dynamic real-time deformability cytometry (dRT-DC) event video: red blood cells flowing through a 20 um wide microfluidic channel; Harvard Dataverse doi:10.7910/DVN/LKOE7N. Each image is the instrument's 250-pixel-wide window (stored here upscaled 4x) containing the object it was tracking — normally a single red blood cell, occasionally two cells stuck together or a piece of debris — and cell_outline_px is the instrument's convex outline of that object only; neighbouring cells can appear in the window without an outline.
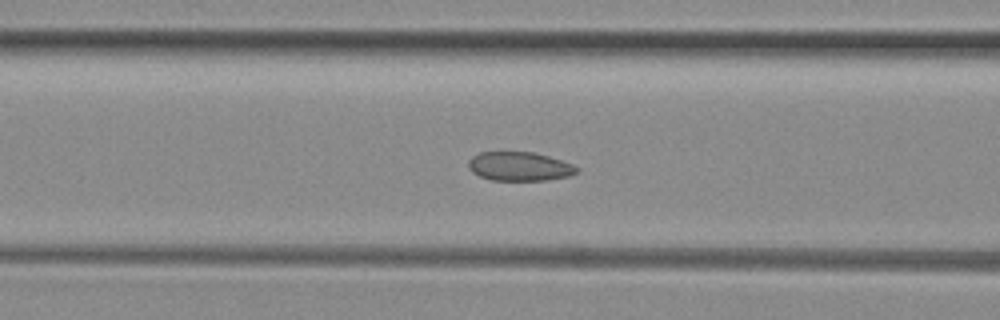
{"species": "common noctule bat (a hibernating species)", "species_latin": "Nyctalus noctula", "temperature_condition": "room temperature", "stored_images_in_passage": 43, "camera_frame_rate_fps": 3000, "um_per_image_px": 0.085, "animal": {"sex": "female", "body_mass_g": 29.2, "forearm_length_mm": 56.3}, "frame": {"image": 1, "passage_image": 18, "time_ms": 5.667, "image_size_px": [1000, 320], "cell_outline_px": [[580, 172], [568, 176], [544, 180], [492, 180], [480, 176], [472, 172], [468, 168], [468, 160], [472, 156], [480, 152], [532, 152], [548, 156], [572, 164], [580, 168]], "centroid_in_image_um": [44.15, 14.14], "position_along_channel_um": 122.4, "area_um2": 18.26}}
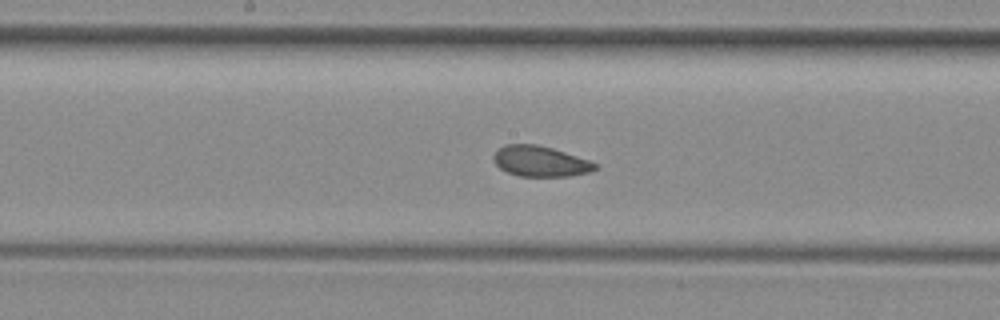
{"frame": {"image": 2, "passage_image": 24, "time_ms": 7.667, "image_size_px": [1000, 320], "cell_outline_px": [[596, 168], [592, 172], [568, 176], [520, 176], [508, 172], [500, 168], [492, 160], [492, 156], [504, 144], [536, 144], [552, 148], [588, 160], [596, 164]], "centroid_in_image_um": [45.9, 13.71], "position_along_channel_um": 202.3, "area_um2": 17.92}}
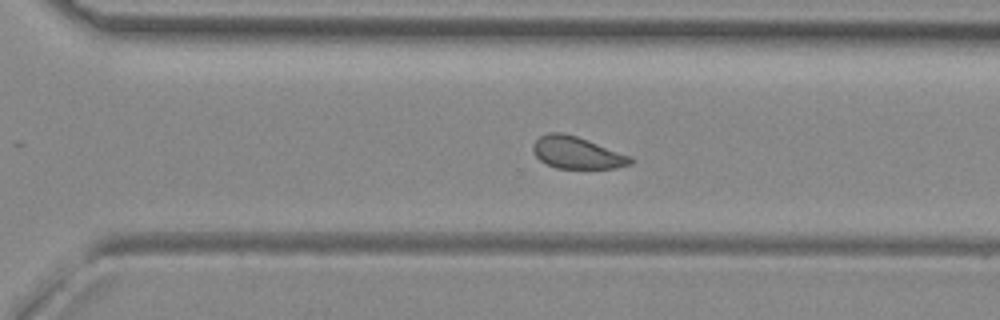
{"frame": {"image": 3, "passage_image": 33, "time_ms": 10.667, "image_size_px": [1000, 320], "cell_outline_px": [[636, 160], [632, 164], [616, 168], [556, 168], [540, 160], [536, 156], [532, 148], [532, 144], [540, 136], [548, 132], [564, 132], [588, 140], [632, 156]], "centroid_in_image_um": [49.07, 12.97], "position_along_channel_um": 321.5, "area_um2": 18.32}, "authors_computed_cell_mechanics": {"area_um2": 18.7272, "velocity_mm_per_s": 3.9874, "shape_relaxation_time_tau1_ms": null, "shape_relaxation_time_tau2_ms": 1.4258, "deformation_change_tau1": null, "deformation_change_tau2": 0.0545}}